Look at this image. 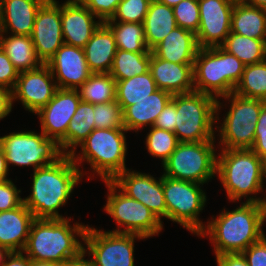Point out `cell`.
<instances>
[{"mask_svg":"<svg viewBox=\"0 0 266 266\" xmlns=\"http://www.w3.org/2000/svg\"><path fill=\"white\" fill-rule=\"evenodd\" d=\"M198 49L196 34L176 27L151 51L156 57L169 62L194 64Z\"/></svg>","mask_w":266,"mask_h":266,"instance_id":"cell-25","label":"cell"},{"mask_svg":"<svg viewBox=\"0 0 266 266\" xmlns=\"http://www.w3.org/2000/svg\"><path fill=\"white\" fill-rule=\"evenodd\" d=\"M249 266H266V235L242 252Z\"/></svg>","mask_w":266,"mask_h":266,"instance_id":"cell-45","label":"cell"},{"mask_svg":"<svg viewBox=\"0 0 266 266\" xmlns=\"http://www.w3.org/2000/svg\"><path fill=\"white\" fill-rule=\"evenodd\" d=\"M58 88L78 89L92 74L84 50L81 47L63 44L46 64Z\"/></svg>","mask_w":266,"mask_h":266,"instance_id":"cell-19","label":"cell"},{"mask_svg":"<svg viewBox=\"0 0 266 266\" xmlns=\"http://www.w3.org/2000/svg\"><path fill=\"white\" fill-rule=\"evenodd\" d=\"M217 266H249L242 253H227L216 256Z\"/></svg>","mask_w":266,"mask_h":266,"instance_id":"cell-47","label":"cell"},{"mask_svg":"<svg viewBox=\"0 0 266 266\" xmlns=\"http://www.w3.org/2000/svg\"><path fill=\"white\" fill-rule=\"evenodd\" d=\"M71 220V217L35 218L30 227L24 254L31 260L61 264L78 257L84 251V235L88 224L74 222L72 225Z\"/></svg>","mask_w":266,"mask_h":266,"instance_id":"cell-3","label":"cell"},{"mask_svg":"<svg viewBox=\"0 0 266 266\" xmlns=\"http://www.w3.org/2000/svg\"><path fill=\"white\" fill-rule=\"evenodd\" d=\"M149 71L157 89L172 95L194 91L193 64H178L156 57L151 52Z\"/></svg>","mask_w":266,"mask_h":266,"instance_id":"cell-21","label":"cell"},{"mask_svg":"<svg viewBox=\"0 0 266 266\" xmlns=\"http://www.w3.org/2000/svg\"><path fill=\"white\" fill-rule=\"evenodd\" d=\"M9 168L6 162V158H5V153L2 149V147L0 146V181H4L9 177ZM8 175V176H7Z\"/></svg>","mask_w":266,"mask_h":266,"instance_id":"cell-51","label":"cell"},{"mask_svg":"<svg viewBox=\"0 0 266 266\" xmlns=\"http://www.w3.org/2000/svg\"><path fill=\"white\" fill-rule=\"evenodd\" d=\"M146 238L127 233H115L87 226L84 235V252L94 266H135V240Z\"/></svg>","mask_w":266,"mask_h":266,"instance_id":"cell-13","label":"cell"},{"mask_svg":"<svg viewBox=\"0 0 266 266\" xmlns=\"http://www.w3.org/2000/svg\"><path fill=\"white\" fill-rule=\"evenodd\" d=\"M13 108V97L12 90L0 86V120L12 112Z\"/></svg>","mask_w":266,"mask_h":266,"instance_id":"cell-48","label":"cell"},{"mask_svg":"<svg viewBox=\"0 0 266 266\" xmlns=\"http://www.w3.org/2000/svg\"><path fill=\"white\" fill-rule=\"evenodd\" d=\"M234 0H198L200 23L196 34L199 48L220 47L231 33Z\"/></svg>","mask_w":266,"mask_h":266,"instance_id":"cell-15","label":"cell"},{"mask_svg":"<svg viewBox=\"0 0 266 266\" xmlns=\"http://www.w3.org/2000/svg\"><path fill=\"white\" fill-rule=\"evenodd\" d=\"M80 0H66L61 4L64 43L83 48L102 23Z\"/></svg>","mask_w":266,"mask_h":266,"instance_id":"cell-20","label":"cell"},{"mask_svg":"<svg viewBox=\"0 0 266 266\" xmlns=\"http://www.w3.org/2000/svg\"><path fill=\"white\" fill-rule=\"evenodd\" d=\"M151 52H130L117 49L110 75L115 81L132 78L149 71Z\"/></svg>","mask_w":266,"mask_h":266,"instance_id":"cell-33","label":"cell"},{"mask_svg":"<svg viewBox=\"0 0 266 266\" xmlns=\"http://www.w3.org/2000/svg\"><path fill=\"white\" fill-rule=\"evenodd\" d=\"M157 1L173 8L174 6L179 4L182 0H157Z\"/></svg>","mask_w":266,"mask_h":266,"instance_id":"cell-56","label":"cell"},{"mask_svg":"<svg viewBox=\"0 0 266 266\" xmlns=\"http://www.w3.org/2000/svg\"><path fill=\"white\" fill-rule=\"evenodd\" d=\"M216 141L179 142L163 163V173L169 178L194 183H205L216 177Z\"/></svg>","mask_w":266,"mask_h":266,"instance_id":"cell-9","label":"cell"},{"mask_svg":"<svg viewBox=\"0 0 266 266\" xmlns=\"http://www.w3.org/2000/svg\"><path fill=\"white\" fill-rule=\"evenodd\" d=\"M11 251L3 246H0V266H2L5 261L6 258L10 255Z\"/></svg>","mask_w":266,"mask_h":266,"instance_id":"cell-55","label":"cell"},{"mask_svg":"<svg viewBox=\"0 0 266 266\" xmlns=\"http://www.w3.org/2000/svg\"><path fill=\"white\" fill-rule=\"evenodd\" d=\"M113 32L117 49L130 52H152L148 49L143 23L135 22H104Z\"/></svg>","mask_w":266,"mask_h":266,"instance_id":"cell-35","label":"cell"},{"mask_svg":"<svg viewBox=\"0 0 266 266\" xmlns=\"http://www.w3.org/2000/svg\"><path fill=\"white\" fill-rule=\"evenodd\" d=\"M31 39L37 58L42 64L53 57L64 44L61 22V4L56 0H47L38 10Z\"/></svg>","mask_w":266,"mask_h":266,"instance_id":"cell-17","label":"cell"},{"mask_svg":"<svg viewBox=\"0 0 266 266\" xmlns=\"http://www.w3.org/2000/svg\"><path fill=\"white\" fill-rule=\"evenodd\" d=\"M0 48L8 56L15 69L21 73L42 65L37 58L30 36L0 33Z\"/></svg>","mask_w":266,"mask_h":266,"instance_id":"cell-29","label":"cell"},{"mask_svg":"<svg viewBox=\"0 0 266 266\" xmlns=\"http://www.w3.org/2000/svg\"><path fill=\"white\" fill-rule=\"evenodd\" d=\"M95 129L93 104L80 101L75 114L71 118L66 135L58 142L62 152L70 155Z\"/></svg>","mask_w":266,"mask_h":266,"instance_id":"cell-30","label":"cell"},{"mask_svg":"<svg viewBox=\"0 0 266 266\" xmlns=\"http://www.w3.org/2000/svg\"><path fill=\"white\" fill-rule=\"evenodd\" d=\"M73 162L70 155H64L56 163L33 171L31 193L23 203L34 218L65 219L59 208L66 205L73 190L86 175Z\"/></svg>","mask_w":266,"mask_h":266,"instance_id":"cell-1","label":"cell"},{"mask_svg":"<svg viewBox=\"0 0 266 266\" xmlns=\"http://www.w3.org/2000/svg\"><path fill=\"white\" fill-rule=\"evenodd\" d=\"M145 138L146 150L152 157L159 158L161 165L170 157L176 149L179 141L174 132L159 129L155 126L148 129Z\"/></svg>","mask_w":266,"mask_h":266,"instance_id":"cell-37","label":"cell"},{"mask_svg":"<svg viewBox=\"0 0 266 266\" xmlns=\"http://www.w3.org/2000/svg\"><path fill=\"white\" fill-rule=\"evenodd\" d=\"M2 266H31V259L24 252H11Z\"/></svg>","mask_w":266,"mask_h":266,"instance_id":"cell-49","label":"cell"},{"mask_svg":"<svg viewBox=\"0 0 266 266\" xmlns=\"http://www.w3.org/2000/svg\"><path fill=\"white\" fill-rule=\"evenodd\" d=\"M264 185H263V191H264V188L266 190V187H265V184H266V172H265V175H264ZM263 194L261 195V199L259 201V206L261 207L262 211H263V215H264V220L266 222V195H264V197L262 198Z\"/></svg>","mask_w":266,"mask_h":266,"instance_id":"cell-54","label":"cell"},{"mask_svg":"<svg viewBox=\"0 0 266 266\" xmlns=\"http://www.w3.org/2000/svg\"><path fill=\"white\" fill-rule=\"evenodd\" d=\"M245 64L221 47L199 48L193 64L194 91L215 99L235 91Z\"/></svg>","mask_w":266,"mask_h":266,"instance_id":"cell-6","label":"cell"},{"mask_svg":"<svg viewBox=\"0 0 266 266\" xmlns=\"http://www.w3.org/2000/svg\"><path fill=\"white\" fill-rule=\"evenodd\" d=\"M152 0H121L110 20L143 23Z\"/></svg>","mask_w":266,"mask_h":266,"instance_id":"cell-39","label":"cell"},{"mask_svg":"<svg viewBox=\"0 0 266 266\" xmlns=\"http://www.w3.org/2000/svg\"><path fill=\"white\" fill-rule=\"evenodd\" d=\"M58 90L57 83L46 64L34 70L21 72L12 90L13 105L22 103L26 111L36 114L46 106Z\"/></svg>","mask_w":266,"mask_h":266,"instance_id":"cell-16","label":"cell"},{"mask_svg":"<svg viewBox=\"0 0 266 266\" xmlns=\"http://www.w3.org/2000/svg\"><path fill=\"white\" fill-rule=\"evenodd\" d=\"M101 22L110 20L121 0H80Z\"/></svg>","mask_w":266,"mask_h":266,"instance_id":"cell-42","label":"cell"},{"mask_svg":"<svg viewBox=\"0 0 266 266\" xmlns=\"http://www.w3.org/2000/svg\"><path fill=\"white\" fill-rule=\"evenodd\" d=\"M251 150L266 164V104L261 108Z\"/></svg>","mask_w":266,"mask_h":266,"instance_id":"cell-43","label":"cell"},{"mask_svg":"<svg viewBox=\"0 0 266 266\" xmlns=\"http://www.w3.org/2000/svg\"><path fill=\"white\" fill-rule=\"evenodd\" d=\"M19 72L15 69L14 65L0 48V86L13 90Z\"/></svg>","mask_w":266,"mask_h":266,"instance_id":"cell-44","label":"cell"},{"mask_svg":"<svg viewBox=\"0 0 266 266\" xmlns=\"http://www.w3.org/2000/svg\"><path fill=\"white\" fill-rule=\"evenodd\" d=\"M241 3L266 8V0H240Z\"/></svg>","mask_w":266,"mask_h":266,"instance_id":"cell-52","label":"cell"},{"mask_svg":"<svg viewBox=\"0 0 266 266\" xmlns=\"http://www.w3.org/2000/svg\"><path fill=\"white\" fill-rule=\"evenodd\" d=\"M95 129H117L123 126V111L116 101L93 104Z\"/></svg>","mask_w":266,"mask_h":266,"instance_id":"cell-38","label":"cell"},{"mask_svg":"<svg viewBox=\"0 0 266 266\" xmlns=\"http://www.w3.org/2000/svg\"><path fill=\"white\" fill-rule=\"evenodd\" d=\"M125 128L94 129L78 146L81 152H73V162L81 166L83 161L90 165L92 177L99 176L102 181H112L119 173L128 169L125 165L127 142Z\"/></svg>","mask_w":266,"mask_h":266,"instance_id":"cell-5","label":"cell"},{"mask_svg":"<svg viewBox=\"0 0 266 266\" xmlns=\"http://www.w3.org/2000/svg\"><path fill=\"white\" fill-rule=\"evenodd\" d=\"M172 96L169 92L157 89L147 98L128 106L123 111V126L128 132L136 133L146 126L152 127Z\"/></svg>","mask_w":266,"mask_h":266,"instance_id":"cell-24","label":"cell"},{"mask_svg":"<svg viewBox=\"0 0 266 266\" xmlns=\"http://www.w3.org/2000/svg\"><path fill=\"white\" fill-rule=\"evenodd\" d=\"M231 32L254 39H266V8L236 1L231 17Z\"/></svg>","mask_w":266,"mask_h":266,"instance_id":"cell-28","label":"cell"},{"mask_svg":"<svg viewBox=\"0 0 266 266\" xmlns=\"http://www.w3.org/2000/svg\"><path fill=\"white\" fill-rule=\"evenodd\" d=\"M83 50L92 73H110L117 44L113 32L104 22L94 31Z\"/></svg>","mask_w":266,"mask_h":266,"instance_id":"cell-26","label":"cell"},{"mask_svg":"<svg viewBox=\"0 0 266 266\" xmlns=\"http://www.w3.org/2000/svg\"><path fill=\"white\" fill-rule=\"evenodd\" d=\"M156 90L155 80L148 71L142 75L116 81V101L124 111L128 106L147 98Z\"/></svg>","mask_w":266,"mask_h":266,"instance_id":"cell-32","label":"cell"},{"mask_svg":"<svg viewBox=\"0 0 266 266\" xmlns=\"http://www.w3.org/2000/svg\"><path fill=\"white\" fill-rule=\"evenodd\" d=\"M81 101L77 89L58 88L53 98L36 114L41 132L59 142L65 135Z\"/></svg>","mask_w":266,"mask_h":266,"instance_id":"cell-18","label":"cell"},{"mask_svg":"<svg viewBox=\"0 0 266 266\" xmlns=\"http://www.w3.org/2000/svg\"><path fill=\"white\" fill-rule=\"evenodd\" d=\"M176 106L175 135L179 142L215 141V128L223 108L219 99L201 92L175 94L171 99Z\"/></svg>","mask_w":266,"mask_h":266,"instance_id":"cell-7","label":"cell"},{"mask_svg":"<svg viewBox=\"0 0 266 266\" xmlns=\"http://www.w3.org/2000/svg\"><path fill=\"white\" fill-rule=\"evenodd\" d=\"M112 182L128 197L143 203L161 221L167 219V208L163 192V175L158 180L151 174L126 169Z\"/></svg>","mask_w":266,"mask_h":266,"instance_id":"cell-14","label":"cell"},{"mask_svg":"<svg viewBox=\"0 0 266 266\" xmlns=\"http://www.w3.org/2000/svg\"><path fill=\"white\" fill-rule=\"evenodd\" d=\"M220 150L216 174L229 201L246 198L245 202L259 203L261 197L257 194L263 192L266 164L251 149Z\"/></svg>","mask_w":266,"mask_h":266,"instance_id":"cell-4","label":"cell"},{"mask_svg":"<svg viewBox=\"0 0 266 266\" xmlns=\"http://www.w3.org/2000/svg\"><path fill=\"white\" fill-rule=\"evenodd\" d=\"M8 168L10 165L36 168L56 163L65 154L59 143L53 138H47L41 131L11 132L0 137Z\"/></svg>","mask_w":266,"mask_h":266,"instance_id":"cell-11","label":"cell"},{"mask_svg":"<svg viewBox=\"0 0 266 266\" xmlns=\"http://www.w3.org/2000/svg\"><path fill=\"white\" fill-rule=\"evenodd\" d=\"M202 186L200 183L176 180L163 175L167 219L182 225L196 236L206 225L199 218L207 203V195Z\"/></svg>","mask_w":266,"mask_h":266,"instance_id":"cell-12","label":"cell"},{"mask_svg":"<svg viewBox=\"0 0 266 266\" xmlns=\"http://www.w3.org/2000/svg\"><path fill=\"white\" fill-rule=\"evenodd\" d=\"M220 47L245 65L266 60V39H254L231 32Z\"/></svg>","mask_w":266,"mask_h":266,"instance_id":"cell-31","label":"cell"},{"mask_svg":"<svg viewBox=\"0 0 266 266\" xmlns=\"http://www.w3.org/2000/svg\"><path fill=\"white\" fill-rule=\"evenodd\" d=\"M209 220L198 236L209 237L215 256L242 253L265 235V220L259 203L242 202L232 211L223 208L218 216Z\"/></svg>","mask_w":266,"mask_h":266,"instance_id":"cell-2","label":"cell"},{"mask_svg":"<svg viewBox=\"0 0 266 266\" xmlns=\"http://www.w3.org/2000/svg\"><path fill=\"white\" fill-rule=\"evenodd\" d=\"M234 93L242 97L260 99L266 102V60L245 65L242 78Z\"/></svg>","mask_w":266,"mask_h":266,"instance_id":"cell-36","label":"cell"},{"mask_svg":"<svg viewBox=\"0 0 266 266\" xmlns=\"http://www.w3.org/2000/svg\"><path fill=\"white\" fill-rule=\"evenodd\" d=\"M34 215L22 203L19 207L0 212V246L11 252H22L26 246Z\"/></svg>","mask_w":266,"mask_h":266,"instance_id":"cell-23","label":"cell"},{"mask_svg":"<svg viewBox=\"0 0 266 266\" xmlns=\"http://www.w3.org/2000/svg\"><path fill=\"white\" fill-rule=\"evenodd\" d=\"M176 27L173 8L152 0L143 21L148 49L152 50Z\"/></svg>","mask_w":266,"mask_h":266,"instance_id":"cell-27","label":"cell"},{"mask_svg":"<svg viewBox=\"0 0 266 266\" xmlns=\"http://www.w3.org/2000/svg\"><path fill=\"white\" fill-rule=\"evenodd\" d=\"M104 183L108 194L103 209L117 224L110 232L136 234L146 239L162 232L163 222L149 208L128 197L112 181Z\"/></svg>","mask_w":266,"mask_h":266,"instance_id":"cell-10","label":"cell"},{"mask_svg":"<svg viewBox=\"0 0 266 266\" xmlns=\"http://www.w3.org/2000/svg\"><path fill=\"white\" fill-rule=\"evenodd\" d=\"M229 101V111L222 123L215 126L219 136V149H251L255 142V129L261 108L266 104L260 99L246 98L236 93L221 97Z\"/></svg>","mask_w":266,"mask_h":266,"instance_id":"cell-8","label":"cell"},{"mask_svg":"<svg viewBox=\"0 0 266 266\" xmlns=\"http://www.w3.org/2000/svg\"><path fill=\"white\" fill-rule=\"evenodd\" d=\"M177 27L197 34L200 23L198 0H182L173 7Z\"/></svg>","mask_w":266,"mask_h":266,"instance_id":"cell-40","label":"cell"},{"mask_svg":"<svg viewBox=\"0 0 266 266\" xmlns=\"http://www.w3.org/2000/svg\"><path fill=\"white\" fill-rule=\"evenodd\" d=\"M31 266H63V264L51 261L31 260Z\"/></svg>","mask_w":266,"mask_h":266,"instance_id":"cell-53","label":"cell"},{"mask_svg":"<svg viewBox=\"0 0 266 266\" xmlns=\"http://www.w3.org/2000/svg\"><path fill=\"white\" fill-rule=\"evenodd\" d=\"M20 193L21 189L11 179L0 181V212L19 207L23 203Z\"/></svg>","mask_w":266,"mask_h":266,"instance_id":"cell-41","label":"cell"},{"mask_svg":"<svg viewBox=\"0 0 266 266\" xmlns=\"http://www.w3.org/2000/svg\"><path fill=\"white\" fill-rule=\"evenodd\" d=\"M77 91L84 102L108 103L116 100V81L110 73H92Z\"/></svg>","mask_w":266,"mask_h":266,"instance_id":"cell-34","label":"cell"},{"mask_svg":"<svg viewBox=\"0 0 266 266\" xmlns=\"http://www.w3.org/2000/svg\"><path fill=\"white\" fill-rule=\"evenodd\" d=\"M176 106L172 100H170L163 111L158 115L155 123L153 126L159 128V129H164L170 132L175 131L176 127Z\"/></svg>","mask_w":266,"mask_h":266,"instance_id":"cell-46","label":"cell"},{"mask_svg":"<svg viewBox=\"0 0 266 266\" xmlns=\"http://www.w3.org/2000/svg\"><path fill=\"white\" fill-rule=\"evenodd\" d=\"M46 1L0 0V33L31 36L37 12Z\"/></svg>","mask_w":266,"mask_h":266,"instance_id":"cell-22","label":"cell"},{"mask_svg":"<svg viewBox=\"0 0 266 266\" xmlns=\"http://www.w3.org/2000/svg\"><path fill=\"white\" fill-rule=\"evenodd\" d=\"M85 256H87V254L83 251L78 257L64 262L63 266H94L90 257L85 259Z\"/></svg>","mask_w":266,"mask_h":266,"instance_id":"cell-50","label":"cell"}]
</instances>
